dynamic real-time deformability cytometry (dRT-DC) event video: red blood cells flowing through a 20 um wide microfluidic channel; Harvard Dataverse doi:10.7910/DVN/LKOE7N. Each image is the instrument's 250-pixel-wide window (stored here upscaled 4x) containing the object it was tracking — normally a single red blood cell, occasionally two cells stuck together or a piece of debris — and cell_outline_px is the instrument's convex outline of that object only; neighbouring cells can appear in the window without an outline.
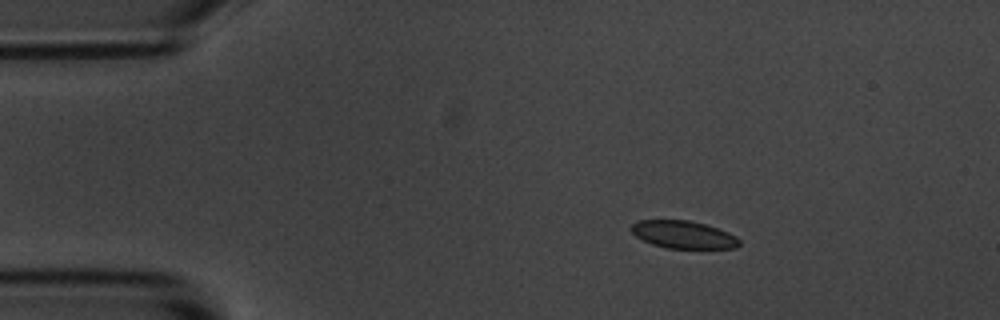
{"species": "common noctule bat (a hibernating species)", "species_latin": "Nyctalus noctula", "temperature_condition": "room temperature", "stored_images_in_passage": 3, "camera_frame_rate_fps": 3000, "um_per_image_px": 0.085, "animal": {"sex": "male", "body_mass_g": 20.1, "forearm_length_mm": 53.5}, "frame": {"image": 1, "passage_image": 2, "time_ms": 0.333, "image_size_px": [1000, 320], "cell_outline_px": [[740, 244], [736, 248], [668, 248], [652, 244], [636, 236], [632, 232], [632, 224], [640, 220], [688, 220], [704, 224], [728, 232], [736, 236], [740, 240]], "centroid_in_image_um": [58.11, 19.94], "position_along_channel_um": 26.9, "area_um2": 17.17}}